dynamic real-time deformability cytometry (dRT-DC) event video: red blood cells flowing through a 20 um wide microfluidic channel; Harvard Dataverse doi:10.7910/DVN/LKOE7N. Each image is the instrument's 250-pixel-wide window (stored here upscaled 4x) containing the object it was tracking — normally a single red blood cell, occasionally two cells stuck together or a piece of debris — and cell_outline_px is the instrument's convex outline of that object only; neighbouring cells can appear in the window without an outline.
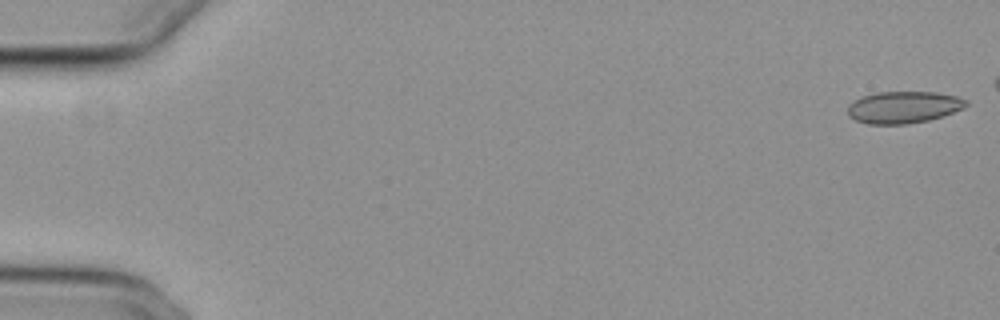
{"species": "common noctule bat (a hibernating species)", "species_latin": "Nyctalus noctula", "temperature_condition": "cold", "stored_images_in_passage": 5, "camera_frame_rate_fps": 3000, "um_per_image_px": 0.085, "animal": {"sex": "female", "body_mass_g": 29.2, "forearm_length_mm": 56.3}, "frame": {"image": 1, "passage_image": 1, "time_ms": 0.0, "image_size_px": [1000, 320], "cell_outline_px": [[968, 104], [964, 108], [928, 120], [908, 124], [868, 124], [856, 120], [848, 116], [848, 104], [860, 96], [876, 92], [936, 92], [956, 96], [968, 100]], "centroid_in_image_um": [76.77, 9.1], "position_along_channel_um": 8.2, "area_um2": 22.08}}